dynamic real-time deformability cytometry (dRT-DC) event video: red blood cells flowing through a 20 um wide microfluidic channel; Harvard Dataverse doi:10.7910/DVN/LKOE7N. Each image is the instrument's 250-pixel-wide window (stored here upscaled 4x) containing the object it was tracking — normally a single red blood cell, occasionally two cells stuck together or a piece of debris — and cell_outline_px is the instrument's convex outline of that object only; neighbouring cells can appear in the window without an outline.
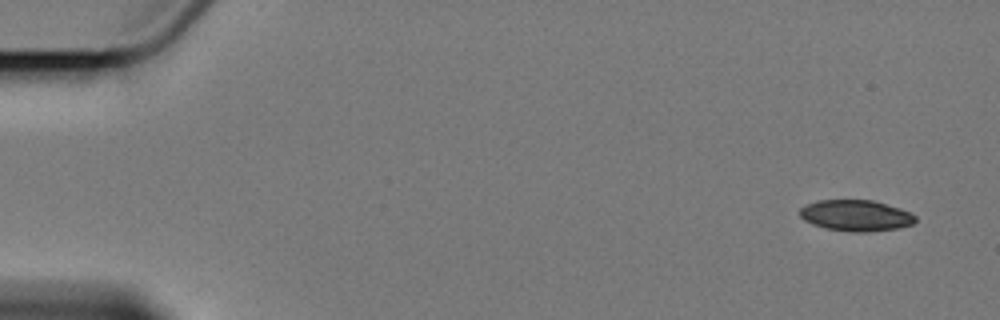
{"species": "Egyptian fruit bat (a non-hibernating species)", "species_latin": "Rousettus aegyptiacus", "temperature_condition": "cold", "stored_images_in_passage": 6, "camera_frame_rate_fps": 3000, "um_per_image_px": 0.085, "animal": {"sex": "female"}, "frame": {"image": 1, "passage_image": 1, "time_ms": 0.0, "image_size_px": [1000, 320], "cell_outline_px": [[916, 220], [912, 224], [900, 228], [864, 232], [852, 232], [824, 228], [812, 224], [804, 220], [800, 216], [800, 208], [804, 204], [816, 200], [872, 200], [900, 208], [912, 212], [916, 216]], "centroid_in_image_um": [72.74, 18.31], "position_along_channel_um": 12.3, "area_um2": 21.15}}
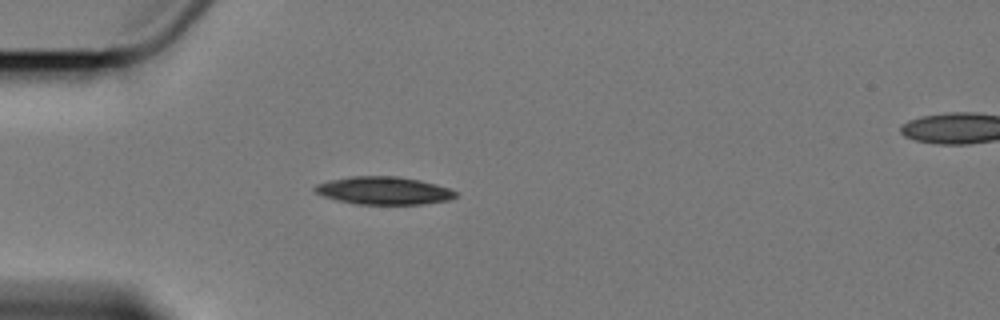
{"frame": {"image": 2, "passage_image": 5, "time_ms": 4.667, "image_size_px": [1000, 320], "cell_outline_px": [[456, 196], [448, 200], [424, 204], [356, 204], [324, 196], [316, 192], [312, 188], [316, 184], [328, 180], [352, 176], [396, 176], [420, 180], [436, 184], [448, 188], [456, 192]], "centroid_in_image_um": [32.61, 16.19], "position_along_channel_um": 52.4, "area_um2": 22.66}}